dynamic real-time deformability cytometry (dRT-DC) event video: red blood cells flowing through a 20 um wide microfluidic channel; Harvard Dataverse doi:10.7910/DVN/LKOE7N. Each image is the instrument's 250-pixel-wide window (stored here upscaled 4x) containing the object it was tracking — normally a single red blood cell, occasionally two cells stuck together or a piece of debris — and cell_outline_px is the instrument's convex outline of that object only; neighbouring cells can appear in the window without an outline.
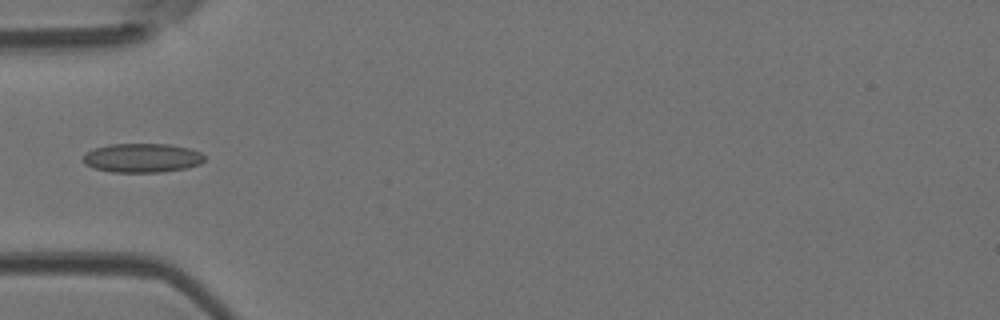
{"species": "Egyptian fruit bat (a non-hibernating species)", "species_latin": "Rousettus aegyptiacus", "temperature_condition": "room temperature", "stored_images_in_passage": 27, "camera_frame_rate_fps": 3000, "um_per_image_px": 0.085, "animal": {"sex": "female"}, "frame": {"image": 1, "passage_image": 1, "time_ms": 0.0, "image_size_px": [1000, 320], "cell_outline_px": [[204, 160], [200, 164], [184, 168], [160, 172], [112, 172], [92, 168], [84, 164], [84, 156], [92, 148], [108, 144], [172, 144], [188, 148], [200, 152], [204, 156]], "centroid_in_image_um": [12.06, 13.42], "position_along_channel_um": 72.9, "area_um2": 20.58}}